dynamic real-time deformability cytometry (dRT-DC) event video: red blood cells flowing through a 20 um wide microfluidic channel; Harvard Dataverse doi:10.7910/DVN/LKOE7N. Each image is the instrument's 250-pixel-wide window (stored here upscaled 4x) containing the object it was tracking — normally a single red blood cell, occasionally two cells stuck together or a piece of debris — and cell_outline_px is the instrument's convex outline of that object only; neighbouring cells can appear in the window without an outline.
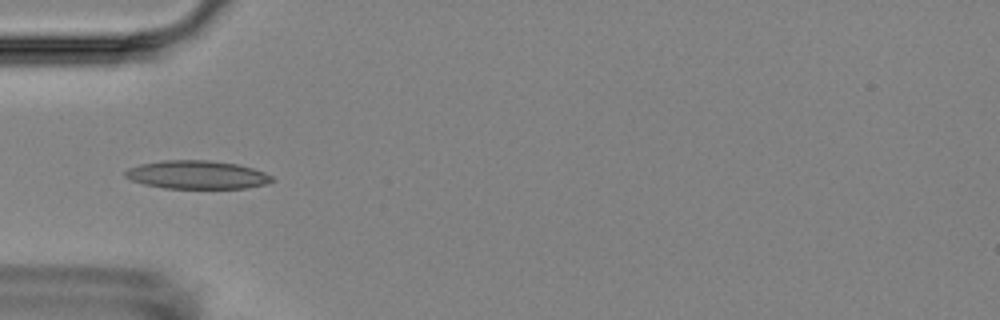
{"species": "Egyptian fruit bat (a non-hibernating species)", "species_latin": "Rousettus aegyptiacus", "temperature_condition": "room temperature", "stored_images_in_passage": 5, "camera_frame_rate_fps": 3000, "um_per_image_px": 0.085, "animal": {"sex": "female"}, "frame": {"image": 1, "passage_image": 5, "time_ms": 4.667, "image_size_px": [1000, 320], "cell_outline_px": [[276, 180], [268, 184], [244, 188], [164, 188], [144, 184], [132, 180], [124, 176], [124, 172], [128, 168], [140, 164], [164, 160], [208, 160], [236, 164], [252, 168], [264, 172], [272, 176]], "centroid_in_image_um": [16.76, 14.86], "position_along_channel_um": 68.2, "area_um2": 24.22}}